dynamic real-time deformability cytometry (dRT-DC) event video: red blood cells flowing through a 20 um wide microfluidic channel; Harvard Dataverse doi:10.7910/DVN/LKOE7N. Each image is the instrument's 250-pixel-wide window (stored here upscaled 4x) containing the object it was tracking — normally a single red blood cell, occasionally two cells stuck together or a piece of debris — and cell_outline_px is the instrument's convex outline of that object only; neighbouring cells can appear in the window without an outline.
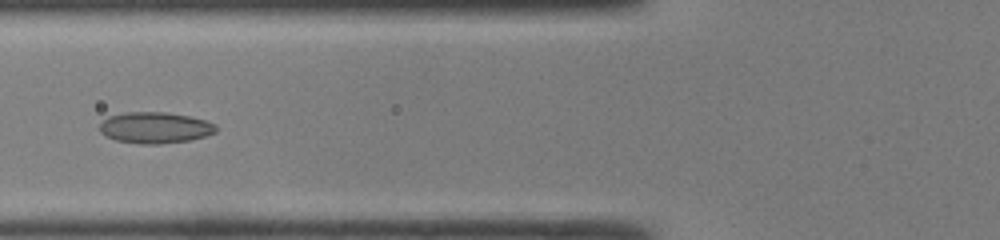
{"species": "common noctule bat (a hibernating species)", "species_latin": "Nyctalus noctula", "temperature_condition": "room temperature", "stored_images_in_passage": 48, "camera_frame_rate_fps": 3000, "um_per_image_px": 0.085, "animal": {"sex": "male", "body_mass_g": 19.0, "forearm_length_mm": 50.8}, "frame": {"image": 1, "passage_image": 19, "time_ms": 6.0, "image_size_px": [1000, 240], "cell_outline_px": [[216, 132], [204, 136], [188, 140], [160, 144], [140, 144], [116, 140], [100, 132], [100, 124], [108, 116], [124, 112], [168, 112], [188, 116], [204, 120], [216, 124]], "centroid_in_image_um": [13.17, 10.84], "position_along_channel_um": 112.6, "area_um2": 21.04}}
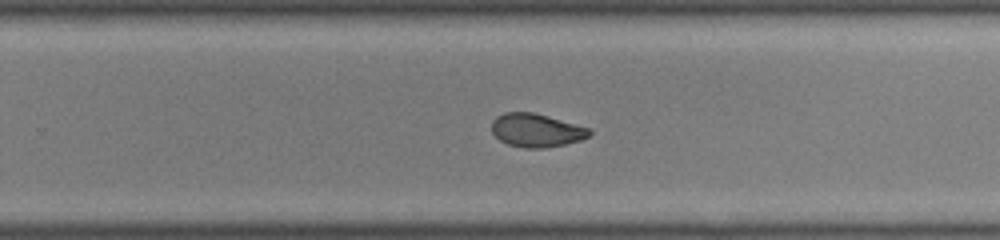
{"frame": {"image": 2, "passage_image": 31, "time_ms": 10.0, "image_size_px": [1000, 240], "cell_outline_px": [[592, 132], [588, 136], [580, 140], [564, 144], [544, 148], [524, 148], [508, 144], [500, 140], [492, 132], [492, 120], [496, 116], [504, 112], [532, 112], [548, 116], [592, 128]], "centroid_in_image_um": [45.59, 11.07], "position_along_channel_um": 284.2, "area_um2": 19.07}}
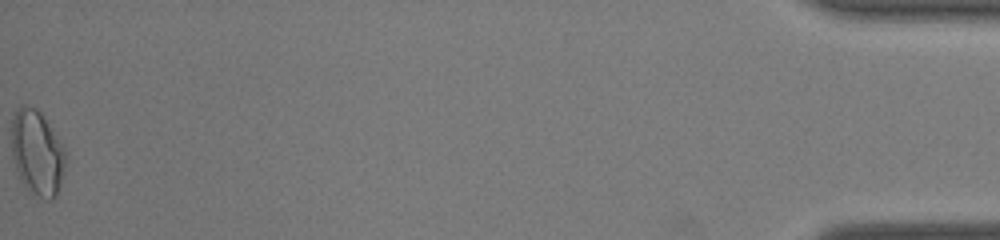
{"frame": {"image": 3, "passage_image": 48, "time_ms": 15.667, "image_size_px": [1000, 240], "cell_outline_px": [[64, 164], [60, 184], [56, 196], [52, 200], [48, 200], [32, 192], [20, 180], [16, 172], [12, 156], [12, 120], [16, 108], [20, 104], [24, 104], [36, 108], [40, 112], [64, 148]], "centroid_in_image_um": [3.11, 12.96], "position_along_channel_um": 432.1, "area_um2": 26.36}, "authors_computed_cell_mechanics": {"area_um2": 20.8369, "velocity_mm_per_s": 4.2977, "shape_relaxation_time_tau1_ms": 8.9155, "shape_relaxation_time_tau2_ms": 2.0363, "deformation_change_tau1": 0.1976, "deformation_change_tau2": 0.0543}}